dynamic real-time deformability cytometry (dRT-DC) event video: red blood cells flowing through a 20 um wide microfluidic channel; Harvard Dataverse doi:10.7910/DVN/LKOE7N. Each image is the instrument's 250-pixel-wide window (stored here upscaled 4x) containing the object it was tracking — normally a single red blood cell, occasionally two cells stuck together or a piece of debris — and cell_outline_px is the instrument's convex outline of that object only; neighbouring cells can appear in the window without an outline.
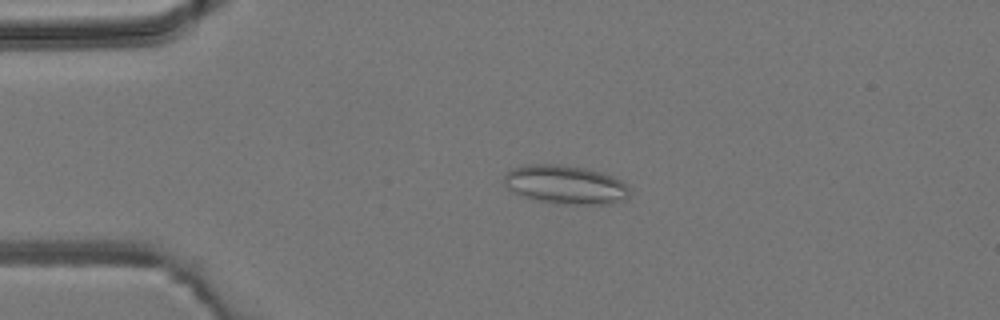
{"species": "common noctule bat (a hibernating species)", "species_latin": "Nyctalus noctula", "temperature_condition": "room temperature", "stored_images_in_passage": 4, "camera_frame_rate_fps": 3000, "um_per_image_px": 0.085, "animal": {"sex": "male", "body_mass_g": 19.2, "forearm_length_mm": 51.8}, "frame": {"image": 1, "passage_image": 3, "time_ms": 2.333, "image_size_px": [1000, 320], "cell_outline_px": [[628, 200], [612, 204], [564, 204], [540, 200], [524, 196], [512, 192], [504, 184], [504, 176], [512, 168], [524, 164], [556, 164], [588, 168], [612, 176], [620, 180], [628, 188]], "centroid_in_image_um": [48.07, 15.69], "position_along_channel_um": 36.9, "area_um2": 28.32}}